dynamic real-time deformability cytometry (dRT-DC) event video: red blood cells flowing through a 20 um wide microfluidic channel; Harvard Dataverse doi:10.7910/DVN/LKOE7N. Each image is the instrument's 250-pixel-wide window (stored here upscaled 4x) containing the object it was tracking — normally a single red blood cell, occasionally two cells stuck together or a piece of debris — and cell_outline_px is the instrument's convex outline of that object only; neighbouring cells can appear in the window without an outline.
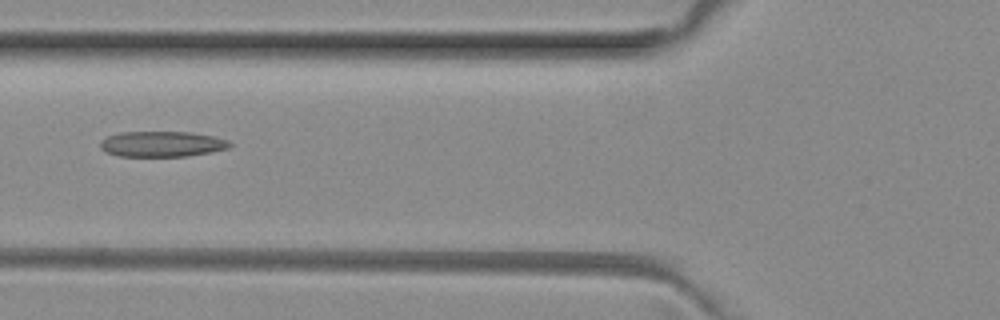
{"species": "common noctule bat (a hibernating species)", "species_latin": "Nyctalus noctula", "temperature_condition": "room temperature", "stored_images_in_passage": 6, "camera_frame_rate_fps": 3000, "um_per_image_px": 0.085, "animal": {"sex": "female", "body_mass_g": 29.2, "forearm_length_mm": 56.3}, "frame": {"image": 1, "passage_image": 5, "time_ms": 1.333, "image_size_px": [1000, 320], "cell_outline_px": [[232, 144], [228, 148], [212, 152], [188, 156], [120, 156], [104, 152], [100, 148], [100, 140], [108, 136], [120, 132], [192, 132], [212, 136], [228, 140]], "centroid_in_image_um": [13.75, 12.24], "position_along_channel_um": 112.1, "area_um2": 19.36}}
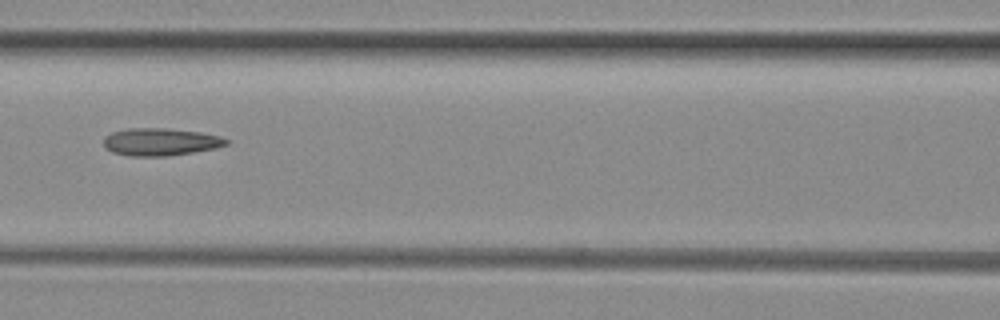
{"frame": {"image": 2, "passage_image": 6, "time_ms": 1.667, "image_size_px": [1000, 320], "cell_outline_px": [[228, 144], [216, 148], [168, 156], [128, 156], [112, 152], [104, 148], [104, 136], [112, 132], [128, 128], [168, 128], [200, 132], [220, 136], [228, 140]], "centroid_in_image_um": [13.61, 12.06], "position_along_channel_um": 153.0, "area_um2": 19.77}}